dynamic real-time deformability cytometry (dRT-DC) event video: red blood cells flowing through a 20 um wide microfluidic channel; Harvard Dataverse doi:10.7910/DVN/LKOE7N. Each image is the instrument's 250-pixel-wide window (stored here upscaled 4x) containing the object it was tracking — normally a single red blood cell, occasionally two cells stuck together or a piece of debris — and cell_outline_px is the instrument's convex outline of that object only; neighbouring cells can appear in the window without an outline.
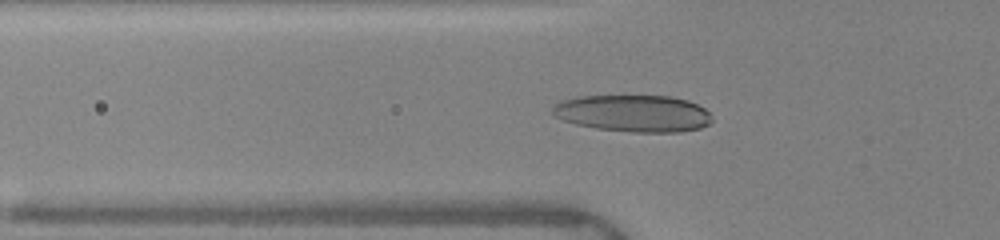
{"species": "human", "species_latin": "Homo sapiens", "temperature_condition": "warm", "stored_images_in_passage": 50, "camera_frame_rate_fps": 3000, "um_per_image_px": 0.085, "donor": {"sex": "female"}, "frame": {"image": 1, "passage_image": 18, "time_ms": 5.667, "image_size_px": [1000, 240], "cell_outline_px": [[712, 120], [708, 124], [700, 128], [680, 132], [632, 132], [596, 128], [576, 124], [564, 120], [556, 116], [552, 112], [552, 108], [560, 100], [580, 96], [672, 96], [688, 100], [704, 108], [708, 112]], "centroid_in_image_um": [53.84, 9.63], "position_along_channel_um": 72.0, "area_um2": 34.22}}
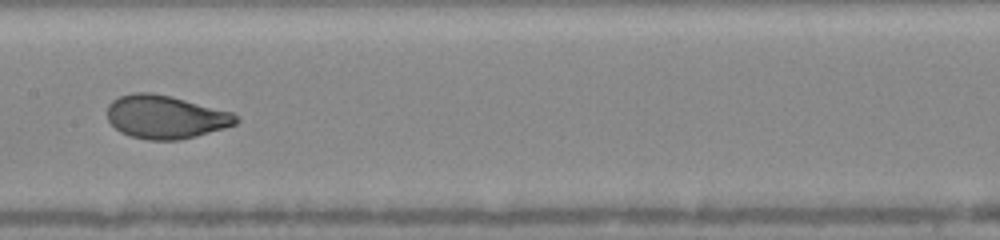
{"frame": {"image": 2, "passage_image": 27, "time_ms": 8.667, "image_size_px": [1000, 240], "cell_outline_px": [[240, 120], [236, 124], [224, 128], [196, 136], [180, 140], [148, 140], [132, 136], [120, 132], [108, 120], [108, 104], [112, 100], [120, 96], [136, 92], [148, 92], [168, 96], [232, 112]], "centroid_in_image_um": [14.06, 9.95], "position_along_channel_um": 193.3, "area_um2": 32.14}}
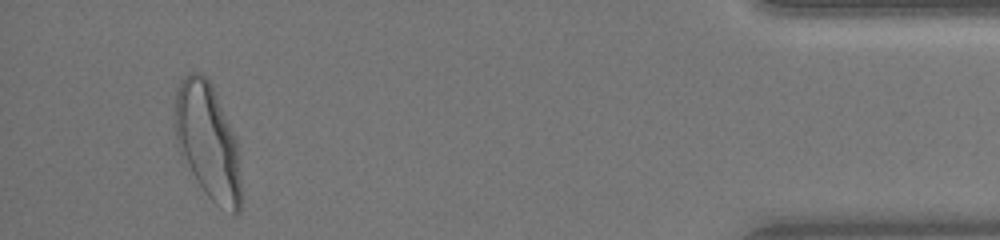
{"frame": {"image": 3, "passage_image": 48, "time_ms": 15.667, "image_size_px": [1000, 240], "cell_outline_px": [[240, 208], [232, 216], [220, 208], [204, 192], [196, 180], [180, 152], [176, 144], [176, 88], [184, 76], [188, 72], [200, 72], [212, 84], [236, 136], [240, 156]], "centroid_in_image_um": [17.69, 12.02], "position_along_channel_um": 417.5, "area_um2": 44.8}, "authors_computed_cell_mechanics": {"area_um2": 32.7437, "velocity_mm_per_s": 4.0383, "shape_relaxation_time_tau1_ms": 3.5451, "shape_relaxation_time_tau2_ms": null, "deformation_change_tau1": 0.1759, "deformation_change_tau2": null}}